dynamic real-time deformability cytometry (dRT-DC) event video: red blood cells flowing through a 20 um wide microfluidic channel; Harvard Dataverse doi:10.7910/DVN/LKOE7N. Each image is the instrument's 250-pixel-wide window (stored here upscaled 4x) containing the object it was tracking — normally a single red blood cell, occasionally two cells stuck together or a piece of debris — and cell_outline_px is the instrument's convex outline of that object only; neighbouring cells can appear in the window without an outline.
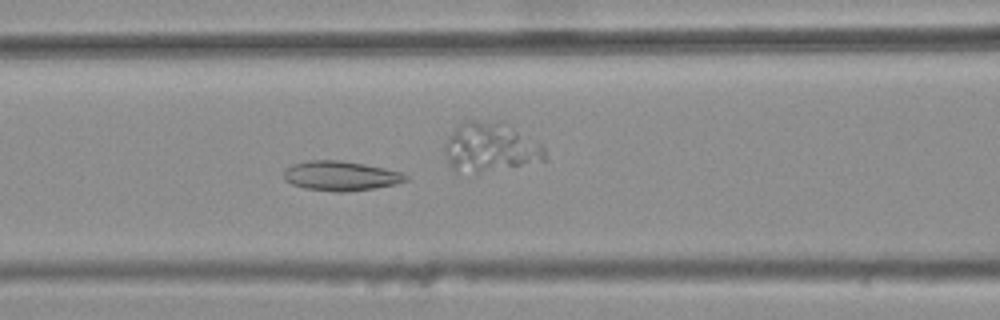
{"species": "common noctule bat (a hibernating species)", "species_latin": "Nyctalus noctula", "temperature_condition": "warm", "stored_images_in_passage": 35, "camera_frame_rate_fps": 3000, "um_per_image_px": 0.085, "animal": {"sex": "female", "body_mass_g": 25.1}, "frame": {"image": 1, "passage_image": 11, "time_ms": 3.333, "image_size_px": [1000, 320], "cell_outline_px": [[408, 180], [396, 184], [376, 188], [348, 192], [336, 192], [304, 188], [292, 184], [284, 180], [284, 168], [292, 164], [308, 160], [336, 160], [364, 164], [384, 168], [400, 172], [408, 176]], "centroid_in_image_um": [28.94, 14.95], "position_along_channel_um": 137.7, "area_um2": 21.15}}
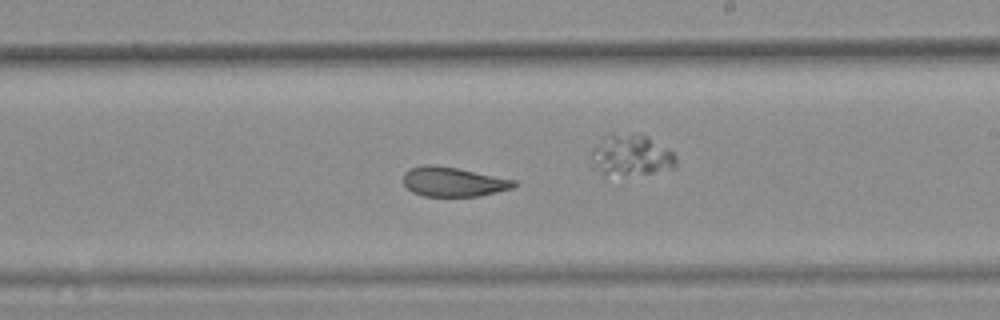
{"frame": {"image": 2, "passage_image": 20, "time_ms": 6.333, "image_size_px": [1000, 320], "cell_outline_px": [[520, 184], [512, 188], [480, 196], [424, 196], [412, 192], [404, 184], [404, 172], [408, 168], [424, 164], [436, 164], [516, 180]], "centroid_in_image_um": [38.52, 15.44], "position_along_channel_um": 250.5, "area_um2": 19.13}}
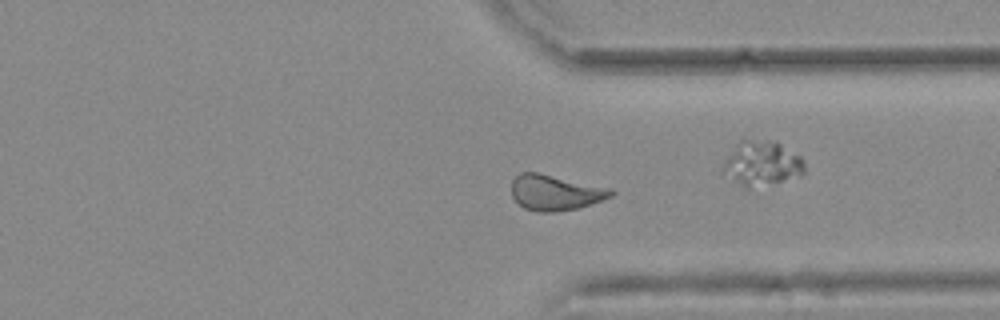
{"frame": {"image": 3, "passage_image": 29, "time_ms": 9.333, "image_size_px": [1000, 320], "cell_outline_px": [[616, 192], [612, 196], [580, 208], [556, 212], [536, 212], [524, 208], [512, 196], [512, 180], [520, 172], [536, 172], [612, 188]], "centroid_in_image_um": [47.21, 16.37], "position_along_channel_um": 364.2, "area_um2": 20.69}, "authors_computed_cell_mechanics": {"area_um2": 20.6346, "velocity_mm_per_s": 3.7781, "shape_relaxation_time_tau1_ms": null, "shape_relaxation_time_tau2_ms": 2.2468, "deformation_change_tau1": null, "deformation_change_tau2": 0.0884}}